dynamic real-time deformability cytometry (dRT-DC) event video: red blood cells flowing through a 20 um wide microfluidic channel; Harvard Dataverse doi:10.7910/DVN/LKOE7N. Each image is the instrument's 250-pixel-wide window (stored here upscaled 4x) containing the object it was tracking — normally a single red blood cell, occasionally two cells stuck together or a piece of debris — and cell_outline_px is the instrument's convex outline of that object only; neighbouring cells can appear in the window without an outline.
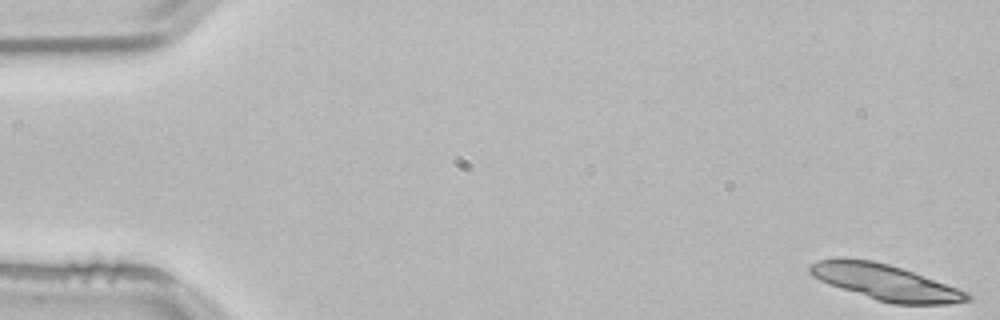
{"species": "common noctule bat (a hibernating species)", "species_latin": "Nyctalus noctula", "temperature_condition": "room temperature", "stored_images_in_passage": 16, "camera_frame_rate_fps": 3000, "um_per_image_px": 0.085, "animal": {"sex": "male", "body_mass_g": 21.5, "forearm_length_mm": 52.0}, "frame": {"image": 1, "passage_image": 1, "time_ms": 0.0, "image_size_px": [1000, 320], "cell_outline_px": [[972, 300], [948, 304], [892, 304], [876, 300], [828, 284], [812, 276], [808, 272], [808, 264], [820, 260], [836, 256], [840, 256], [872, 260], [888, 264], [912, 272], [968, 292], [972, 296]], "centroid_in_image_um": [75.19, 23.97], "position_along_channel_um": 9.8, "area_um2": 32.89}}